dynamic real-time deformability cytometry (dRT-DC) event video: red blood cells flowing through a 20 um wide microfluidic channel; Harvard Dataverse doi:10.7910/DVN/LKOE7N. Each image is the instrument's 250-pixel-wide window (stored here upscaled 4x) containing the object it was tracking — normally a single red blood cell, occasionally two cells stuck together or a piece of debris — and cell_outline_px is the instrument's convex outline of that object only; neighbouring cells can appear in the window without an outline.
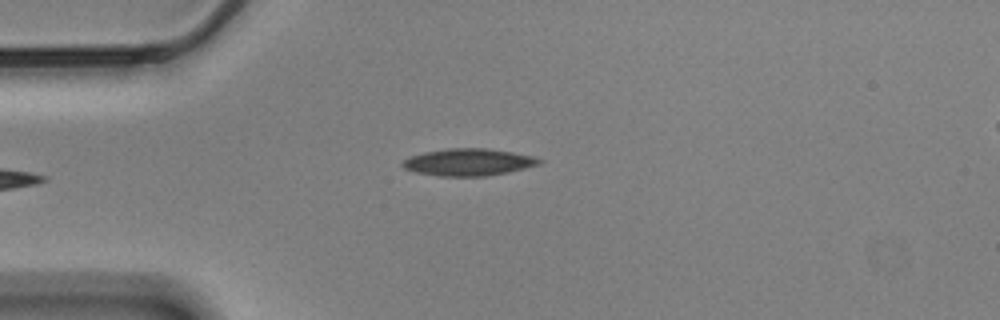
{"species": "Egyptian fruit bat (a non-hibernating species)", "species_latin": "Rousettus aegyptiacus", "temperature_condition": "cold", "stored_images_in_passage": 40, "camera_frame_rate_fps": 3000, "um_per_image_px": 0.085, "animal": {"sex": "male"}, "frame": {"image": 1, "passage_image": 1, "time_ms": 0.0, "image_size_px": [1000, 320], "cell_outline_px": [[544, 160], [540, 164], [508, 172], [484, 176], [440, 176], [416, 172], [404, 168], [400, 164], [404, 160], [412, 156], [424, 152], [448, 148], [488, 148], [536, 156]], "centroid_in_image_um": [39.85, 13.77], "position_along_channel_um": 45.1, "area_um2": 21.56}}
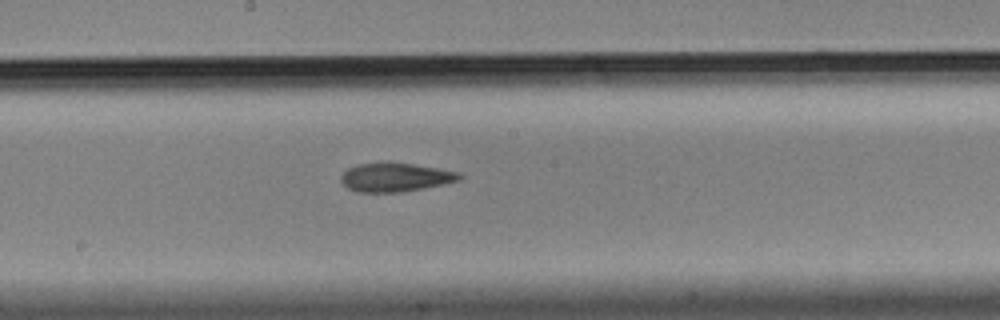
{"frame": {"image": 2, "passage_image": 17, "time_ms": 5.333, "image_size_px": [1000, 320], "cell_outline_px": [[464, 176], [460, 180], [444, 184], [424, 188], [400, 192], [356, 192], [348, 188], [340, 180], [340, 176], [348, 168], [356, 164], [388, 160], [460, 172]], "centroid_in_image_um": [33.59, 15.04], "position_along_channel_um": 214.6, "area_um2": 20.29}}
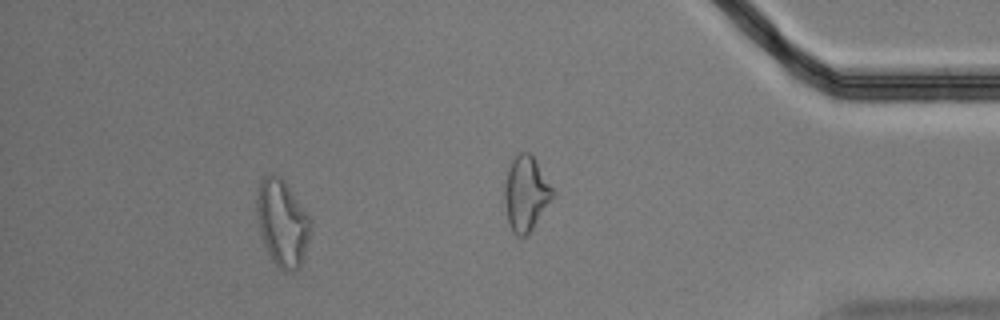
{"frame": {"image": 3, "passage_image": 34, "time_ms": 11.0, "image_size_px": [1000, 320], "cell_outline_px": [[312, 224], [300, 268], [292, 272], [288, 272], [280, 268], [272, 260], [264, 244], [260, 232], [256, 212], [256, 196], [260, 180], [264, 176], [272, 172], [276, 172], [284, 180], [312, 216]], "centroid_in_image_um": [24.0, 18.89], "position_along_channel_um": 411.2, "area_um2": 27.69}, "authors_computed_cell_mechanics": {"area_um2": 20.4612, "velocity_mm_per_s": 3.4756, "shape_relaxation_time_tau1_ms": 5.9402, "shape_relaxation_time_tau2_ms": 5.485, "deformation_change_tau1": 0.1616, "deformation_change_tau2": 0.1539}}